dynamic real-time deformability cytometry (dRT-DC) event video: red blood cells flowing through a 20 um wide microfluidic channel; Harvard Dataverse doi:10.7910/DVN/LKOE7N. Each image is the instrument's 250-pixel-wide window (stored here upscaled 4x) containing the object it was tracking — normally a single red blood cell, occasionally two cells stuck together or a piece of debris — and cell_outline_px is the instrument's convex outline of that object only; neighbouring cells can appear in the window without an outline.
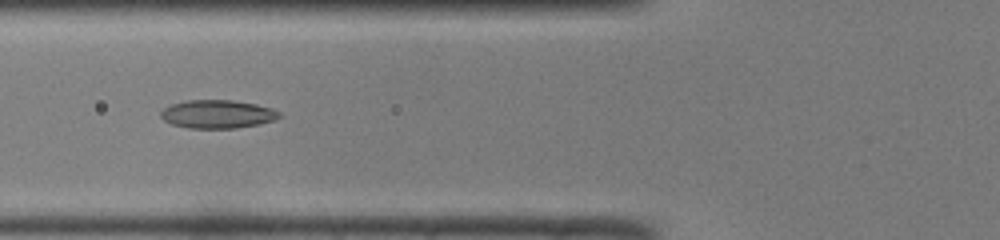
{"species": "common noctule bat (a hibernating species)", "species_latin": "Nyctalus noctula", "temperature_condition": "room temperature", "stored_images_in_passage": 48, "camera_frame_rate_fps": 3000, "um_per_image_px": 0.085, "animal": {"sex": "male", "body_mass_g": 19.0, "forearm_length_mm": 50.8}, "frame": {"image": 1, "passage_image": 18, "time_ms": 5.667, "image_size_px": [1000, 240], "cell_outline_px": [[284, 116], [276, 120], [260, 124], [236, 128], [188, 128], [172, 124], [164, 120], [160, 116], [160, 112], [168, 104], [188, 100], [232, 100], [256, 104], [272, 108], [280, 112]], "centroid_in_image_um": [18.51, 9.7], "position_along_channel_um": 107.3, "area_um2": 19.83}}
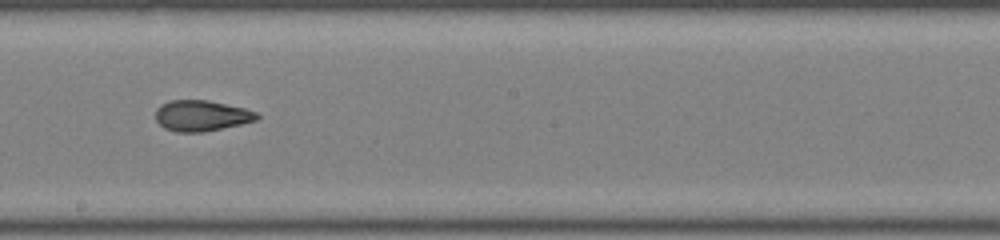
{"frame": {"image": 2, "passage_image": 27, "time_ms": 8.667, "image_size_px": [1000, 240], "cell_outline_px": [[260, 116], [256, 120], [240, 124], [204, 132], [176, 132], [164, 128], [156, 120], [156, 108], [160, 104], [168, 100], [208, 100], [244, 108], [256, 112]], "centroid_in_image_um": [17.09, 9.83], "position_along_channel_um": 231.1, "area_um2": 18.21}}
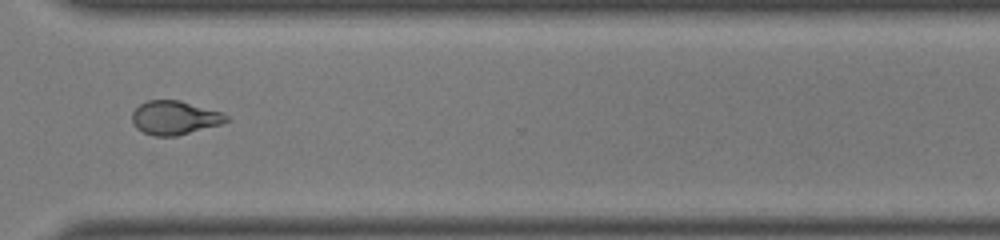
{"frame": {"image": 3, "passage_image": 36, "time_ms": 11.667, "image_size_px": [1000, 240], "cell_outline_px": [[228, 120], [220, 124], [176, 136], [152, 136], [136, 128], [132, 120], [132, 112], [140, 104], [148, 100], [180, 100], [220, 112], [228, 116]], "centroid_in_image_um": [14.8, 10.01], "position_along_channel_um": 355.8, "area_um2": 18.32}, "authors_computed_cell_mechanics": {"area_um2": 19.4497, "velocity_mm_per_s": 4.1266, "shape_relaxation_time_tau1_ms": null, "shape_relaxation_time_tau2_ms": 1.8092, "deformation_change_tau1": null, "deformation_change_tau2": 0.0903}}